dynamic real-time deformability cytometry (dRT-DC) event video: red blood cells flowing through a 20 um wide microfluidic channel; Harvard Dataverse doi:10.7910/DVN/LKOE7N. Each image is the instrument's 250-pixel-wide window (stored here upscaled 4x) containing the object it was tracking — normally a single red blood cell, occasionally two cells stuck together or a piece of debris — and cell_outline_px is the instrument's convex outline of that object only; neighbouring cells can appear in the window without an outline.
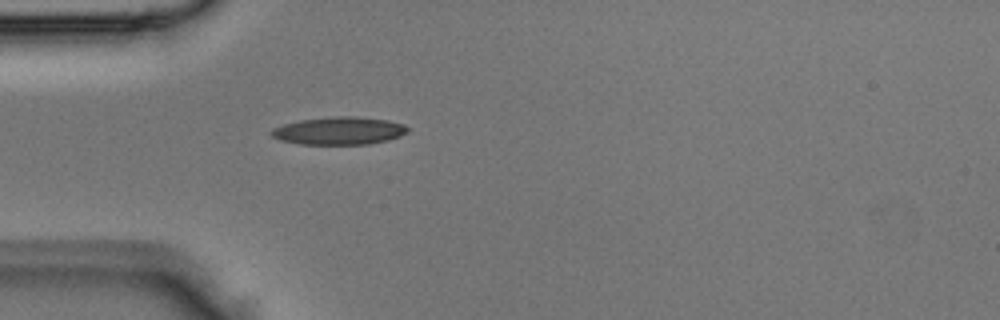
{"species": "Egyptian fruit bat (a non-hibernating species)", "species_latin": "Rousettus aegyptiacus", "temperature_condition": "room temperature", "stored_images_in_passage": 2, "camera_frame_rate_fps": 3000, "um_per_image_px": 0.085, "animal": {"sex": "male"}, "frame": {"image": 1, "passage_image": 2, "time_ms": 0.333, "image_size_px": [1000, 320], "cell_outline_px": [[408, 132], [400, 136], [388, 140], [368, 144], [300, 144], [280, 140], [272, 136], [268, 132], [272, 128], [284, 124], [300, 120], [332, 116], [356, 116], [388, 120], [404, 124], [408, 128]], "centroid_in_image_um": [28.82, 11.11], "position_along_channel_um": 56.2, "area_um2": 22.14}}